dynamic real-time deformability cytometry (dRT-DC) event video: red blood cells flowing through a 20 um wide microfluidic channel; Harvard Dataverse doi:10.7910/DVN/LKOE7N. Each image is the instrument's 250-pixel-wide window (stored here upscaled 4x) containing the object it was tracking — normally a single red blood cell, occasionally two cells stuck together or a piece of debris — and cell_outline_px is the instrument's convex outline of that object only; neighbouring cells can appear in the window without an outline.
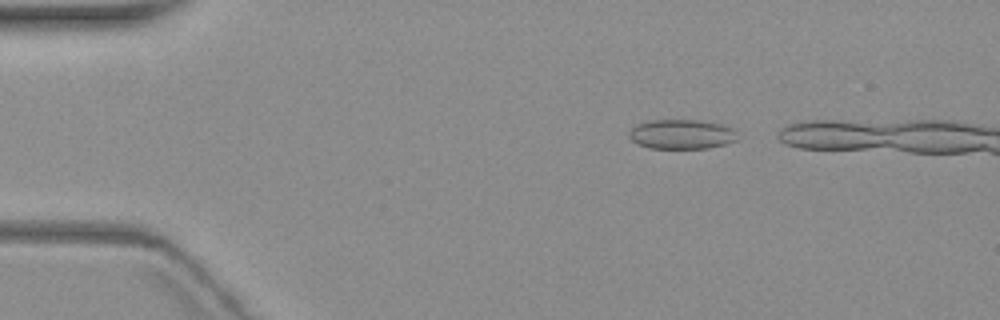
{"species": "common noctule bat (a hibernating species)", "species_latin": "Nyctalus noctula", "temperature_condition": "warm", "stored_images_in_passage": 3, "camera_frame_rate_fps": 3000, "um_per_image_px": 0.085, "animal": {"sex": "female", "body_mass_g": 19.3, "forearm_length_mm": 54.1}, "frame": {"image": 1, "passage_image": 1, "time_ms": 0.0, "image_size_px": [1000, 320], "cell_outline_px": [[736, 140], [724, 144], [708, 148], [648, 148], [632, 140], [628, 136], [628, 132], [636, 124], [648, 120], [700, 120], [720, 124], [736, 128]], "centroid_in_image_um": [57.93, 11.4], "position_along_channel_um": 27.1, "area_um2": 18.73}}